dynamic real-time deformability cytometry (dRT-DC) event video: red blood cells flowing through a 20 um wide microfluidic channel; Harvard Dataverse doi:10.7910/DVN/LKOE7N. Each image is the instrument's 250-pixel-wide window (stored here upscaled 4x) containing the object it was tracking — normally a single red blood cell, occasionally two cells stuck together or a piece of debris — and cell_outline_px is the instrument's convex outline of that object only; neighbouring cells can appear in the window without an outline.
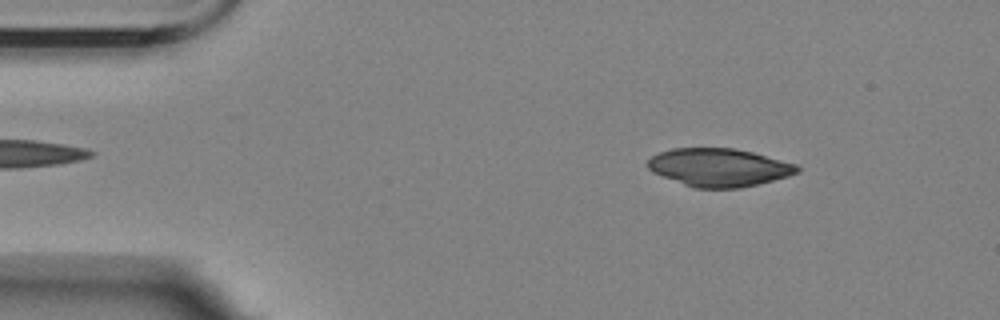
{"species": "Egyptian fruit bat (a non-hibernating species)", "species_latin": "Rousettus aegyptiacus", "temperature_condition": "room temperature", "stored_images_in_passage": 4, "camera_frame_rate_fps": 3000, "um_per_image_px": 0.085, "animal": {"sex": "female"}, "frame": {"image": 1, "passage_image": 2, "time_ms": 2.0, "image_size_px": [1000, 320], "cell_outline_px": [[800, 172], [788, 176], [740, 188], [696, 188], [684, 184], [652, 172], [648, 168], [648, 160], [652, 156], [660, 152], [672, 148], [732, 148], [752, 152], [796, 164], [800, 168]], "centroid_in_image_um": [61.11, 14.23], "position_along_channel_um": 23.9, "area_um2": 32.83}}